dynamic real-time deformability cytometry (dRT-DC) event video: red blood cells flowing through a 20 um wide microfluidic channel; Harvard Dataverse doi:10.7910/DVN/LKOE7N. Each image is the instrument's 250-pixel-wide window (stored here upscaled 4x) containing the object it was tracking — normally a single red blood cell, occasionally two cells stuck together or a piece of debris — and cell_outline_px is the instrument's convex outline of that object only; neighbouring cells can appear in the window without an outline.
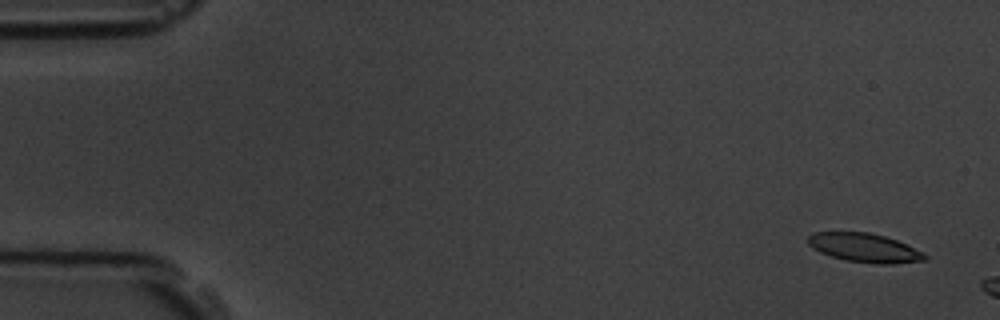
{"species": "common noctule bat (a hibernating species)", "species_latin": "Nyctalus noctula", "temperature_condition": "room temperature", "stored_images_in_passage": 3, "camera_frame_rate_fps": 3000, "um_per_image_px": 0.085, "animal": {"sex": "male", "body_mass_g": 19.5, "forearm_length_mm": 54.6}, "frame": {"image": 1, "passage_image": 1, "time_ms": 0.0, "image_size_px": [1000, 320], "cell_outline_px": [[928, 256], [924, 260], [892, 264], [876, 264], [848, 260], [832, 256], [820, 252], [812, 248], [808, 244], [808, 236], [812, 232], [868, 232], [884, 236], [896, 240], [924, 252]], "centroid_in_image_um": [73.48, 21.05], "position_along_channel_um": 11.5, "area_um2": 19.54}}